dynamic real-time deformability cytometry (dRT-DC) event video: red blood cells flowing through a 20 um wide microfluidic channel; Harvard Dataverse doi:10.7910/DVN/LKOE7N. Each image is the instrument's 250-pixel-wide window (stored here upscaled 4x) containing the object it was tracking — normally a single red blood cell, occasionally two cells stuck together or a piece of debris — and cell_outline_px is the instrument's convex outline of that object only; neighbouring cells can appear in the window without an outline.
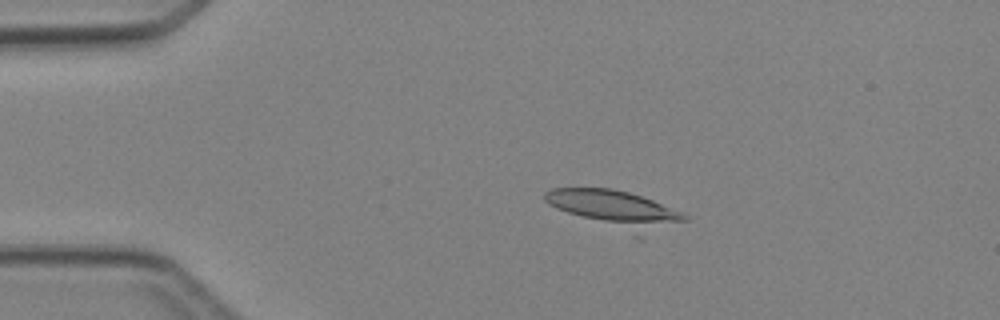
{"species": "Egyptian fruit bat (a non-hibernating species)", "species_latin": "Rousettus aegyptiacus", "temperature_condition": "cold", "stored_images_in_passage": 4, "camera_frame_rate_fps": 3000, "um_per_image_px": 0.085, "animal": {"sex": "female"}, "frame": {"image": 1, "passage_image": 3, "time_ms": 2.333, "image_size_px": [1000, 320], "cell_outline_px": [[688, 220], [640, 240], [556, 208], [548, 204], [544, 200], [544, 192], [552, 188], [612, 188], [628, 192], [652, 200], [684, 212], [688, 216]], "centroid_in_image_um": [52.4, 17.85], "position_along_channel_um": 32.6, "area_um2": 31.21}}